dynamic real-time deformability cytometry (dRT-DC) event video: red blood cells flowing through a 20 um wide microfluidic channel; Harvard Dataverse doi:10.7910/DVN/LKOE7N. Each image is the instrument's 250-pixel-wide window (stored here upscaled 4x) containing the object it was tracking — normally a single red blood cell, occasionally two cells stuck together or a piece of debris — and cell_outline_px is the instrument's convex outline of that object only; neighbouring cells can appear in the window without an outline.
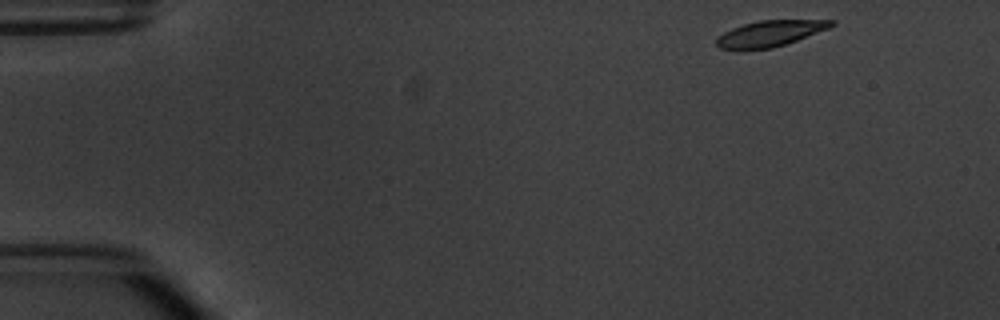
{"species": "common noctule bat (a hibernating species)", "species_latin": "Nyctalus noctula", "temperature_condition": "warm", "stored_images_in_passage": 3, "camera_frame_rate_fps": 3000, "um_per_image_px": 0.085, "animal": {"sex": "male", "body_mass_g": 20.1, "forearm_length_mm": 53.5}, "frame": {"image": 1, "passage_image": 1, "time_ms": 0.0, "image_size_px": [1000, 320], "cell_outline_px": [[836, 24], [828, 28], [796, 40], [772, 48], [740, 52], [720, 48], [716, 44], [716, 40], [724, 32], [732, 28], [744, 24], [760, 20], [836, 20]], "centroid_in_image_um": [65.39, 2.88], "position_along_channel_um": 19.6, "area_um2": 17.51}}